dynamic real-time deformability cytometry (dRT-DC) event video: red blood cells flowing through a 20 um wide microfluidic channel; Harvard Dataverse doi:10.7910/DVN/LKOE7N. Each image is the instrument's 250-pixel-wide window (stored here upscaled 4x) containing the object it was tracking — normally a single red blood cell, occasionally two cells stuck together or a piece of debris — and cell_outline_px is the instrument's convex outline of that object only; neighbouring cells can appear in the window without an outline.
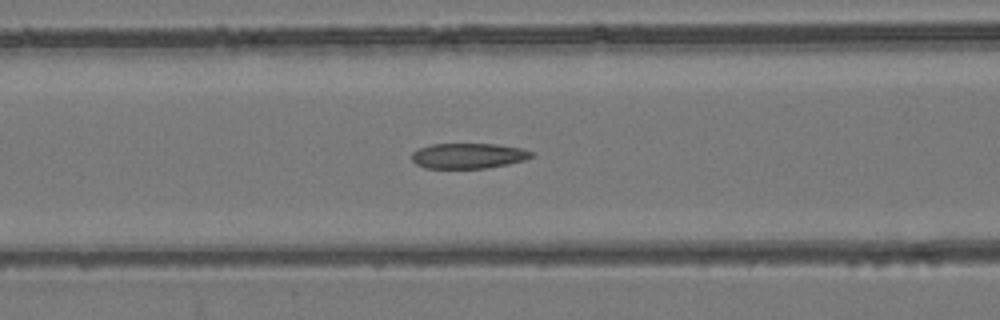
{"species": "common noctule bat (a hibernating species)", "species_latin": "Nyctalus noctula", "temperature_condition": "room temperature", "stored_images_in_passage": 54, "camera_frame_rate_fps": 3000, "um_per_image_px": 0.085, "animal": {"sex": "female", "body_mass_g": 24.6, "forearm_length_mm": 56.2}, "frame": {"image": 1, "passage_image": 23, "time_ms": 7.333, "image_size_px": [1000, 320], "cell_outline_px": [[532, 156], [524, 160], [508, 164], [484, 168], [424, 168], [416, 164], [412, 160], [412, 152], [420, 148], [432, 144], [496, 144], [520, 148], [532, 152]], "centroid_in_image_um": [39.77, 13.24], "position_along_channel_um": 126.8, "area_um2": 17.51}}
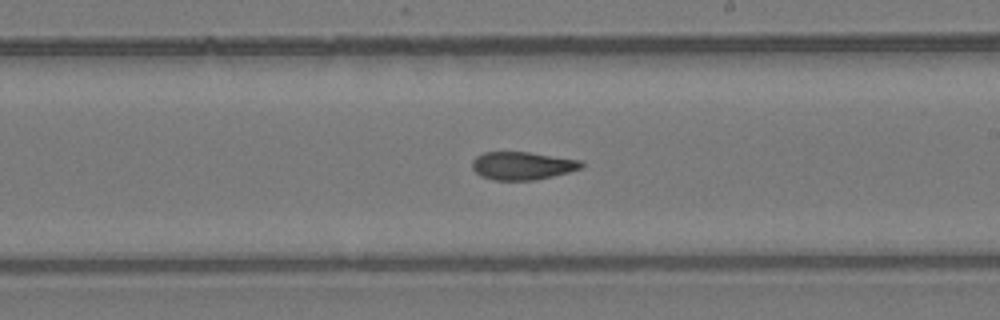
{"frame": {"image": 2, "passage_image": 32, "time_ms": 10.333, "image_size_px": [1000, 320], "cell_outline_px": [[584, 168], [536, 180], [492, 180], [480, 176], [472, 168], [472, 160], [476, 156], [484, 152], [528, 152], [580, 160], [584, 164]], "centroid_in_image_um": [44.39, 14.09], "position_along_channel_um": 244.6, "area_um2": 17.86}}
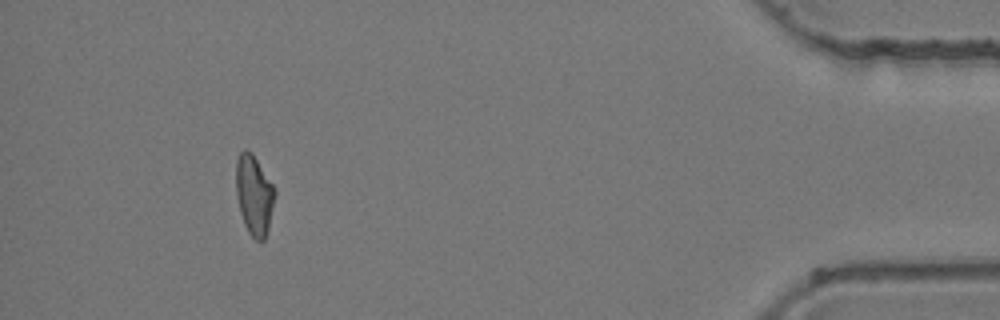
{"frame": {"image": 3, "passage_image": 50, "time_ms": 16.333, "image_size_px": [1000, 320], "cell_outline_px": [[276, 192], [268, 228], [264, 240], [256, 240], [248, 232], [244, 224], [240, 212], [236, 192], [236, 160], [240, 152], [244, 148], [252, 152], [276, 188]], "centroid_in_image_um": [21.6, 16.53], "position_along_channel_um": 413.6, "area_um2": 18.15}, "authors_computed_cell_mechanics": {"area_um2": 18.6983, "velocity_mm_per_s": 3.929, "shape_relaxation_time_tau1_ms": null, "shape_relaxation_time_tau2_ms": 3.4306, "deformation_change_tau1": null, "deformation_change_tau2": 0.0988}}